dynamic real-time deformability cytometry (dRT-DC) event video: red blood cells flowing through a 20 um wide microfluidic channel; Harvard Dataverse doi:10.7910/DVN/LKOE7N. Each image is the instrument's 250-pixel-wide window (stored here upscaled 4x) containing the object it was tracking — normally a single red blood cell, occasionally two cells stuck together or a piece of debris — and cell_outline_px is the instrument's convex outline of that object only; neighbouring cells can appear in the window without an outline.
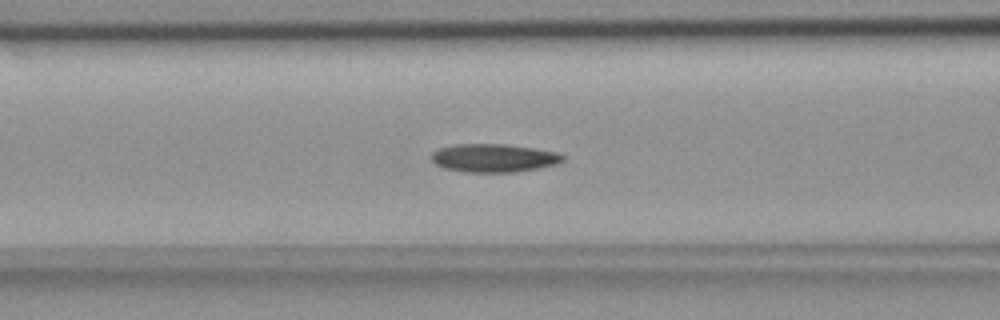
{"species": "common noctule bat (a hibernating species)", "species_latin": "Nyctalus noctula", "temperature_condition": "room temperature", "stored_images_in_passage": 48, "camera_frame_rate_fps": 3000, "um_per_image_px": 0.085, "animal": {"sex": "female", "body_mass_g": 18.4}, "frame": {"image": 1, "passage_image": 14, "time_ms": 4.333, "image_size_px": [1000, 320], "cell_outline_px": [[564, 160], [556, 164], [536, 168], [512, 172], [464, 172], [444, 168], [436, 164], [432, 160], [432, 152], [440, 148], [456, 144], [504, 144], [532, 148], [556, 152], [564, 156]], "centroid_in_image_um": [41.94, 13.43], "position_along_channel_um": 124.7, "area_um2": 21.39}}
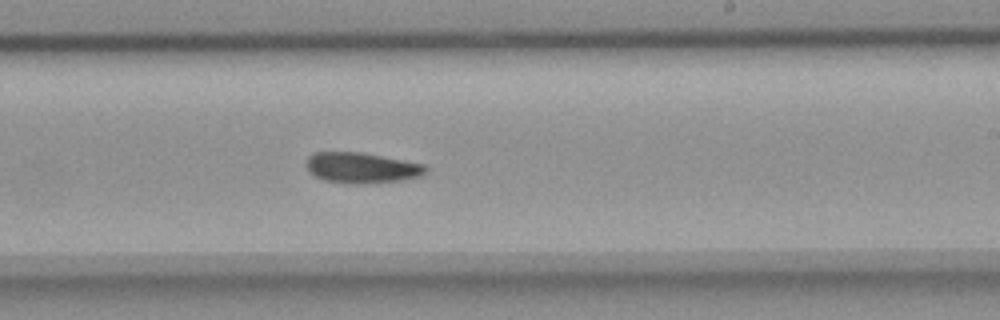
{"frame": {"image": 2, "passage_image": 25, "time_ms": 8.0, "image_size_px": [1000, 320], "cell_outline_px": [[428, 172], [420, 176], [400, 180], [364, 184], [348, 184], [324, 180], [316, 176], [308, 168], [308, 156], [316, 152], [360, 152], [424, 164], [428, 168]], "centroid_in_image_um": [30.78, 14.27], "position_along_channel_um": 258.2, "area_um2": 21.1}}
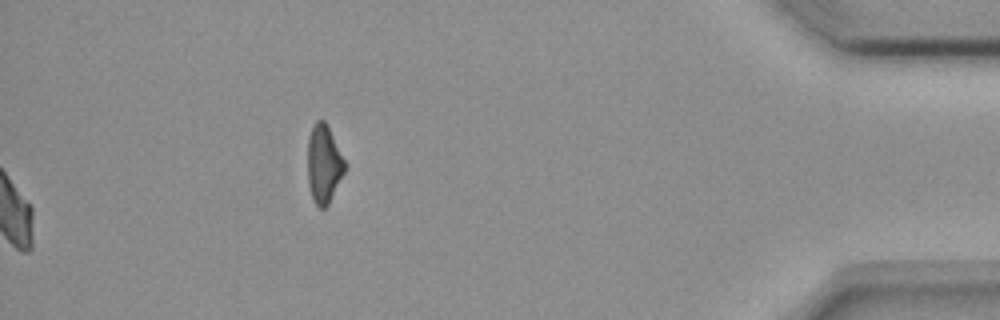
{"frame": {"image": 3, "passage_image": 48, "time_ms": 15.667, "image_size_px": [1000, 320], "cell_outline_px": [[348, 164], [328, 204], [324, 208], [320, 208], [312, 200], [308, 184], [308, 136], [316, 120], [324, 120]], "centroid_in_image_um": [27.53, 13.94], "position_along_channel_um": 407.7, "area_um2": 16.94}, "authors_computed_cell_mechanics": {"area_um2": 21.0392, "velocity_mm_per_s": 3.6694, "shape_relaxation_time_tau1_ms": 10.9791, "shape_relaxation_time_tau2_ms": null, "deformation_change_tau1": 0.1997, "deformation_change_tau2": null}}